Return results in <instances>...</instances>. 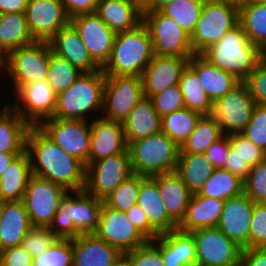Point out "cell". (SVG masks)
<instances>
[{
    "label": "cell",
    "instance_id": "cell-1",
    "mask_svg": "<svg viewBox=\"0 0 266 266\" xmlns=\"http://www.w3.org/2000/svg\"><path fill=\"white\" fill-rule=\"evenodd\" d=\"M25 151L32 175L60 184L67 191L84 189L85 165L49 139L38 126L28 129Z\"/></svg>",
    "mask_w": 266,
    "mask_h": 266
},
{
    "label": "cell",
    "instance_id": "cell-2",
    "mask_svg": "<svg viewBox=\"0 0 266 266\" xmlns=\"http://www.w3.org/2000/svg\"><path fill=\"white\" fill-rule=\"evenodd\" d=\"M200 55L243 82L266 54L249 40L238 25Z\"/></svg>",
    "mask_w": 266,
    "mask_h": 266
},
{
    "label": "cell",
    "instance_id": "cell-3",
    "mask_svg": "<svg viewBox=\"0 0 266 266\" xmlns=\"http://www.w3.org/2000/svg\"><path fill=\"white\" fill-rule=\"evenodd\" d=\"M153 57L152 42L146 26L116 34L108 61L101 68L105 76H140Z\"/></svg>",
    "mask_w": 266,
    "mask_h": 266
},
{
    "label": "cell",
    "instance_id": "cell-4",
    "mask_svg": "<svg viewBox=\"0 0 266 266\" xmlns=\"http://www.w3.org/2000/svg\"><path fill=\"white\" fill-rule=\"evenodd\" d=\"M106 76L102 69L83 72L66 90L57 95L54 118L90 121L88 114L102 112ZM99 110V111H98Z\"/></svg>",
    "mask_w": 266,
    "mask_h": 266
},
{
    "label": "cell",
    "instance_id": "cell-5",
    "mask_svg": "<svg viewBox=\"0 0 266 266\" xmlns=\"http://www.w3.org/2000/svg\"><path fill=\"white\" fill-rule=\"evenodd\" d=\"M133 174L154 176L176 171L180 147L160 132L128 145Z\"/></svg>",
    "mask_w": 266,
    "mask_h": 266
},
{
    "label": "cell",
    "instance_id": "cell-6",
    "mask_svg": "<svg viewBox=\"0 0 266 266\" xmlns=\"http://www.w3.org/2000/svg\"><path fill=\"white\" fill-rule=\"evenodd\" d=\"M239 25L238 7L219 0H205L195 31L190 36L194 54L215 45L227 32Z\"/></svg>",
    "mask_w": 266,
    "mask_h": 266
},
{
    "label": "cell",
    "instance_id": "cell-7",
    "mask_svg": "<svg viewBox=\"0 0 266 266\" xmlns=\"http://www.w3.org/2000/svg\"><path fill=\"white\" fill-rule=\"evenodd\" d=\"M142 23L148 29L153 54L191 58L194 51L190 36L171 17L158 11H142Z\"/></svg>",
    "mask_w": 266,
    "mask_h": 266
},
{
    "label": "cell",
    "instance_id": "cell-8",
    "mask_svg": "<svg viewBox=\"0 0 266 266\" xmlns=\"http://www.w3.org/2000/svg\"><path fill=\"white\" fill-rule=\"evenodd\" d=\"M50 60L48 42L35 41L19 47L7 55L6 70L17 92L23 85L47 78Z\"/></svg>",
    "mask_w": 266,
    "mask_h": 266
},
{
    "label": "cell",
    "instance_id": "cell-9",
    "mask_svg": "<svg viewBox=\"0 0 266 266\" xmlns=\"http://www.w3.org/2000/svg\"><path fill=\"white\" fill-rule=\"evenodd\" d=\"M133 174L128 148L86 166L84 189L102 201Z\"/></svg>",
    "mask_w": 266,
    "mask_h": 266
},
{
    "label": "cell",
    "instance_id": "cell-10",
    "mask_svg": "<svg viewBox=\"0 0 266 266\" xmlns=\"http://www.w3.org/2000/svg\"><path fill=\"white\" fill-rule=\"evenodd\" d=\"M143 98L140 76H106L103 110L99 114L106 120L123 123Z\"/></svg>",
    "mask_w": 266,
    "mask_h": 266
},
{
    "label": "cell",
    "instance_id": "cell-11",
    "mask_svg": "<svg viewBox=\"0 0 266 266\" xmlns=\"http://www.w3.org/2000/svg\"><path fill=\"white\" fill-rule=\"evenodd\" d=\"M38 127L66 153L88 165L91 121L48 118Z\"/></svg>",
    "mask_w": 266,
    "mask_h": 266
},
{
    "label": "cell",
    "instance_id": "cell-12",
    "mask_svg": "<svg viewBox=\"0 0 266 266\" xmlns=\"http://www.w3.org/2000/svg\"><path fill=\"white\" fill-rule=\"evenodd\" d=\"M256 103L244 82L213 101L210 116L220 125L223 135L239 134L251 120Z\"/></svg>",
    "mask_w": 266,
    "mask_h": 266
},
{
    "label": "cell",
    "instance_id": "cell-13",
    "mask_svg": "<svg viewBox=\"0 0 266 266\" xmlns=\"http://www.w3.org/2000/svg\"><path fill=\"white\" fill-rule=\"evenodd\" d=\"M196 248V266H235L240 263L242 248L218 227L190 232Z\"/></svg>",
    "mask_w": 266,
    "mask_h": 266
},
{
    "label": "cell",
    "instance_id": "cell-14",
    "mask_svg": "<svg viewBox=\"0 0 266 266\" xmlns=\"http://www.w3.org/2000/svg\"><path fill=\"white\" fill-rule=\"evenodd\" d=\"M67 193L60 184L32 175L24 193L23 202L33 227H48Z\"/></svg>",
    "mask_w": 266,
    "mask_h": 266
},
{
    "label": "cell",
    "instance_id": "cell-15",
    "mask_svg": "<svg viewBox=\"0 0 266 266\" xmlns=\"http://www.w3.org/2000/svg\"><path fill=\"white\" fill-rule=\"evenodd\" d=\"M17 100L9 104L30 126L54 117L57 94L46 79L27 83L16 93ZM22 102V103H21Z\"/></svg>",
    "mask_w": 266,
    "mask_h": 266
},
{
    "label": "cell",
    "instance_id": "cell-16",
    "mask_svg": "<svg viewBox=\"0 0 266 266\" xmlns=\"http://www.w3.org/2000/svg\"><path fill=\"white\" fill-rule=\"evenodd\" d=\"M94 234L123 254L149 241L127 218L125 212L112 209L104 202L101 205L98 226Z\"/></svg>",
    "mask_w": 266,
    "mask_h": 266
},
{
    "label": "cell",
    "instance_id": "cell-17",
    "mask_svg": "<svg viewBox=\"0 0 266 266\" xmlns=\"http://www.w3.org/2000/svg\"><path fill=\"white\" fill-rule=\"evenodd\" d=\"M70 23L78 31L92 59L102 68L110 57L117 33L111 30L95 12L73 16L70 18Z\"/></svg>",
    "mask_w": 266,
    "mask_h": 266
},
{
    "label": "cell",
    "instance_id": "cell-18",
    "mask_svg": "<svg viewBox=\"0 0 266 266\" xmlns=\"http://www.w3.org/2000/svg\"><path fill=\"white\" fill-rule=\"evenodd\" d=\"M25 16L35 41L48 42L70 22L60 0H28Z\"/></svg>",
    "mask_w": 266,
    "mask_h": 266
},
{
    "label": "cell",
    "instance_id": "cell-19",
    "mask_svg": "<svg viewBox=\"0 0 266 266\" xmlns=\"http://www.w3.org/2000/svg\"><path fill=\"white\" fill-rule=\"evenodd\" d=\"M189 59L153 54L141 75L144 97L151 99L169 87L179 84L182 71L188 65Z\"/></svg>",
    "mask_w": 266,
    "mask_h": 266
},
{
    "label": "cell",
    "instance_id": "cell-20",
    "mask_svg": "<svg viewBox=\"0 0 266 266\" xmlns=\"http://www.w3.org/2000/svg\"><path fill=\"white\" fill-rule=\"evenodd\" d=\"M254 203L243 192L224 202L217 227L242 249L248 248V237Z\"/></svg>",
    "mask_w": 266,
    "mask_h": 266
},
{
    "label": "cell",
    "instance_id": "cell-21",
    "mask_svg": "<svg viewBox=\"0 0 266 266\" xmlns=\"http://www.w3.org/2000/svg\"><path fill=\"white\" fill-rule=\"evenodd\" d=\"M88 164L123 153L126 145L123 123L92 117Z\"/></svg>",
    "mask_w": 266,
    "mask_h": 266
},
{
    "label": "cell",
    "instance_id": "cell-22",
    "mask_svg": "<svg viewBox=\"0 0 266 266\" xmlns=\"http://www.w3.org/2000/svg\"><path fill=\"white\" fill-rule=\"evenodd\" d=\"M124 254L95 234H83L73 239L72 266H118Z\"/></svg>",
    "mask_w": 266,
    "mask_h": 266
},
{
    "label": "cell",
    "instance_id": "cell-23",
    "mask_svg": "<svg viewBox=\"0 0 266 266\" xmlns=\"http://www.w3.org/2000/svg\"><path fill=\"white\" fill-rule=\"evenodd\" d=\"M101 199L92 196L85 189L67 191L66 217L75 226V238L83 234H94L100 217Z\"/></svg>",
    "mask_w": 266,
    "mask_h": 266
},
{
    "label": "cell",
    "instance_id": "cell-24",
    "mask_svg": "<svg viewBox=\"0 0 266 266\" xmlns=\"http://www.w3.org/2000/svg\"><path fill=\"white\" fill-rule=\"evenodd\" d=\"M53 53L66 59L82 72L98 71L101 67L92 59L78 31L69 22L49 41Z\"/></svg>",
    "mask_w": 266,
    "mask_h": 266
},
{
    "label": "cell",
    "instance_id": "cell-25",
    "mask_svg": "<svg viewBox=\"0 0 266 266\" xmlns=\"http://www.w3.org/2000/svg\"><path fill=\"white\" fill-rule=\"evenodd\" d=\"M151 241L160 249L165 266H196L195 242L190 232L175 229Z\"/></svg>",
    "mask_w": 266,
    "mask_h": 266
},
{
    "label": "cell",
    "instance_id": "cell-26",
    "mask_svg": "<svg viewBox=\"0 0 266 266\" xmlns=\"http://www.w3.org/2000/svg\"><path fill=\"white\" fill-rule=\"evenodd\" d=\"M137 205L146 214L149 223L160 233L177 229L178 224L168 215L157 186V175H140Z\"/></svg>",
    "mask_w": 266,
    "mask_h": 266
},
{
    "label": "cell",
    "instance_id": "cell-27",
    "mask_svg": "<svg viewBox=\"0 0 266 266\" xmlns=\"http://www.w3.org/2000/svg\"><path fill=\"white\" fill-rule=\"evenodd\" d=\"M95 13L116 33L142 23V8L134 0H98Z\"/></svg>",
    "mask_w": 266,
    "mask_h": 266
},
{
    "label": "cell",
    "instance_id": "cell-28",
    "mask_svg": "<svg viewBox=\"0 0 266 266\" xmlns=\"http://www.w3.org/2000/svg\"><path fill=\"white\" fill-rule=\"evenodd\" d=\"M188 66L197 74L212 102L226 95L240 83L235 76L210 64L200 54H194L189 59Z\"/></svg>",
    "mask_w": 266,
    "mask_h": 266
},
{
    "label": "cell",
    "instance_id": "cell-29",
    "mask_svg": "<svg viewBox=\"0 0 266 266\" xmlns=\"http://www.w3.org/2000/svg\"><path fill=\"white\" fill-rule=\"evenodd\" d=\"M126 145L161 132V117L155 111L151 99L144 97L123 122Z\"/></svg>",
    "mask_w": 266,
    "mask_h": 266
},
{
    "label": "cell",
    "instance_id": "cell-30",
    "mask_svg": "<svg viewBox=\"0 0 266 266\" xmlns=\"http://www.w3.org/2000/svg\"><path fill=\"white\" fill-rule=\"evenodd\" d=\"M32 227L23 201L5 202L0 218V251L20 246Z\"/></svg>",
    "mask_w": 266,
    "mask_h": 266
},
{
    "label": "cell",
    "instance_id": "cell-31",
    "mask_svg": "<svg viewBox=\"0 0 266 266\" xmlns=\"http://www.w3.org/2000/svg\"><path fill=\"white\" fill-rule=\"evenodd\" d=\"M157 186L168 215L179 224L193 194L176 171L157 174Z\"/></svg>",
    "mask_w": 266,
    "mask_h": 266
},
{
    "label": "cell",
    "instance_id": "cell-32",
    "mask_svg": "<svg viewBox=\"0 0 266 266\" xmlns=\"http://www.w3.org/2000/svg\"><path fill=\"white\" fill-rule=\"evenodd\" d=\"M225 201L193 194L186 213L177 229L192 232L201 228L217 227Z\"/></svg>",
    "mask_w": 266,
    "mask_h": 266
},
{
    "label": "cell",
    "instance_id": "cell-33",
    "mask_svg": "<svg viewBox=\"0 0 266 266\" xmlns=\"http://www.w3.org/2000/svg\"><path fill=\"white\" fill-rule=\"evenodd\" d=\"M229 139L230 150L225 169L244 181L251 166L265 160V151L240 133L229 135Z\"/></svg>",
    "mask_w": 266,
    "mask_h": 266
},
{
    "label": "cell",
    "instance_id": "cell-34",
    "mask_svg": "<svg viewBox=\"0 0 266 266\" xmlns=\"http://www.w3.org/2000/svg\"><path fill=\"white\" fill-rule=\"evenodd\" d=\"M32 168L28 153L17 156L0 178V199L5 202L22 201Z\"/></svg>",
    "mask_w": 266,
    "mask_h": 266
},
{
    "label": "cell",
    "instance_id": "cell-35",
    "mask_svg": "<svg viewBox=\"0 0 266 266\" xmlns=\"http://www.w3.org/2000/svg\"><path fill=\"white\" fill-rule=\"evenodd\" d=\"M0 108V152L24 153L31 127L9 104Z\"/></svg>",
    "mask_w": 266,
    "mask_h": 266
},
{
    "label": "cell",
    "instance_id": "cell-36",
    "mask_svg": "<svg viewBox=\"0 0 266 266\" xmlns=\"http://www.w3.org/2000/svg\"><path fill=\"white\" fill-rule=\"evenodd\" d=\"M33 42L25 13L0 14V48L6 55Z\"/></svg>",
    "mask_w": 266,
    "mask_h": 266
},
{
    "label": "cell",
    "instance_id": "cell-37",
    "mask_svg": "<svg viewBox=\"0 0 266 266\" xmlns=\"http://www.w3.org/2000/svg\"><path fill=\"white\" fill-rule=\"evenodd\" d=\"M215 170L214 165L201 154H179L176 172L192 194H197Z\"/></svg>",
    "mask_w": 266,
    "mask_h": 266
},
{
    "label": "cell",
    "instance_id": "cell-38",
    "mask_svg": "<svg viewBox=\"0 0 266 266\" xmlns=\"http://www.w3.org/2000/svg\"><path fill=\"white\" fill-rule=\"evenodd\" d=\"M239 25L249 40L266 54V3H249L238 8Z\"/></svg>",
    "mask_w": 266,
    "mask_h": 266
},
{
    "label": "cell",
    "instance_id": "cell-39",
    "mask_svg": "<svg viewBox=\"0 0 266 266\" xmlns=\"http://www.w3.org/2000/svg\"><path fill=\"white\" fill-rule=\"evenodd\" d=\"M244 181L225 168L213 171L197 193L198 196L226 201L243 193Z\"/></svg>",
    "mask_w": 266,
    "mask_h": 266
},
{
    "label": "cell",
    "instance_id": "cell-40",
    "mask_svg": "<svg viewBox=\"0 0 266 266\" xmlns=\"http://www.w3.org/2000/svg\"><path fill=\"white\" fill-rule=\"evenodd\" d=\"M223 136L220 125L210 115H202L195 129L180 147L179 154H201Z\"/></svg>",
    "mask_w": 266,
    "mask_h": 266
},
{
    "label": "cell",
    "instance_id": "cell-41",
    "mask_svg": "<svg viewBox=\"0 0 266 266\" xmlns=\"http://www.w3.org/2000/svg\"><path fill=\"white\" fill-rule=\"evenodd\" d=\"M201 116V113L188 108L174 111L161 117V132L181 147Z\"/></svg>",
    "mask_w": 266,
    "mask_h": 266
},
{
    "label": "cell",
    "instance_id": "cell-42",
    "mask_svg": "<svg viewBox=\"0 0 266 266\" xmlns=\"http://www.w3.org/2000/svg\"><path fill=\"white\" fill-rule=\"evenodd\" d=\"M179 86L184 97L185 108L210 115L213 102L205 93L197 74L187 65L182 71Z\"/></svg>",
    "mask_w": 266,
    "mask_h": 266
},
{
    "label": "cell",
    "instance_id": "cell-43",
    "mask_svg": "<svg viewBox=\"0 0 266 266\" xmlns=\"http://www.w3.org/2000/svg\"><path fill=\"white\" fill-rule=\"evenodd\" d=\"M205 0H174L163 6L160 11L173 18L191 36L195 31Z\"/></svg>",
    "mask_w": 266,
    "mask_h": 266
},
{
    "label": "cell",
    "instance_id": "cell-44",
    "mask_svg": "<svg viewBox=\"0 0 266 266\" xmlns=\"http://www.w3.org/2000/svg\"><path fill=\"white\" fill-rule=\"evenodd\" d=\"M82 73L66 59L53 53L50 47L49 70L46 80L57 95L69 88Z\"/></svg>",
    "mask_w": 266,
    "mask_h": 266
},
{
    "label": "cell",
    "instance_id": "cell-45",
    "mask_svg": "<svg viewBox=\"0 0 266 266\" xmlns=\"http://www.w3.org/2000/svg\"><path fill=\"white\" fill-rule=\"evenodd\" d=\"M140 175L132 174L123 181L103 202L110 208L125 212L137 204Z\"/></svg>",
    "mask_w": 266,
    "mask_h": 266
},
{
    "label": "cell",
    "instance_id": "cell-46",
    "mask_svg": "<svg viewBox=\"0 0 266 266\" xmlns=\"http://www.w3.org/2000/svg\"><path fill=\"white\" fill-rule=\"evenodd\" d=\"M73 239H57L45 252L33 258V266H72Z\"/></svg>",
    "mask_w": 266,
    "mask_h": 266
},
{
    "label": "cell",
    "instance_id": "cell-47",
    "mask_svg": "<svg viewBox=\"0 0 266 266\" xmlns=\"http://www.w3.org/2000/svg\"><path fill=\"white\" fill-rule=\"evenodd\" d=\"M243 192L253 203H266V159L251 166Z\"/></svg>",
    "mask_w": 266,
    "mask_h": 266
},
{
    "label": "cell",
    "instance_id": "cell-48",
    "mask_svg": "<svg viewBox=\"0 0 266 266\" xmlns=\"http://www.w3.org/2000/svg\"><path fill=\"white\" fill-rule=\"evenodd\" d=\"M240 134L266 151V105H255L251 120Z\"/></svg>",
    "mask_w": 266,
    "mask_h": 266
},
{
    "label": "cell",
    "instance_id": "cell-49",
    "mask_svg": "<svg viewBox=\"0 0 266 266\" xmlns=\"http://www.w3.org/2000/svg\"><path fill=\"white\" fill-rule=\"evenodd\" d=\"M57 239L48 227H32L21 246L34 258L45 252Z\"/></svg>",
    "mask_w": 266,
    "mask_h": 266
},
{
    "label": "cell",
    "instance_id": "cell-50",
    "mask_svg": "<svg viewBox=\"0 0 266 266\" xmlns=\"http://www.w3.org/2000/svg\"><path fill=\"white\" fill-rule=\"evenodd\" d=\"M124 261L129 266H165L160 249L151 240L125 253Z\"/></svg>",
    "mask_w": 266,
    "mask_h": 266
},
{
    "label": "cell",
    "instance_id": "cell-51",
    "mask_svg": "<svg viewBox=\"0 0 266 266\" xmlns=\"http://www.w3.org/2000/svg\"><path fill=\"white\" fill-rule=\"evenodd\" d=\"M155 111L160 117L185 108L184 97L179 84L169 87L164 92L151 98Z\"/></svg>",
    "mask_w": 266,
    "mask_h": 266
},
{
    "label": "cell",
    "instance_id": "cell-52",
    "mask_svg": "<svg viewBox=\"0 0 266 266\" xmlns=\"http://www.w3.org/2000/svg\"><path fill=\"white\" fill-rule=\"evenodd\" d=\"M248 248H266V203H254Z\"/></svg>",
    "mask_w": 266,
    "mask_h": 266
},
{
    "label": "cell",
    "instance_id": "cell-53",
    "mask_svg": "<svg viewBox=\"0 0 266 266\" xmlns=\"http://www.w3.org/2000/svg\"><path fill=\"white\" fill-rule=\"evenodd\" d=\"M243 82L254 102L266 105V55Z\"/></svg>",
    "mask_w": 266,
    "mask_h": 266
},
{
    "label": "cell",
    "instance_id": "cell-54",
    "mask_svg": "<svg viewBox=\"0 0 266 266\" xmlns=\"http://www.w3.org/2000/svg\"><path fill=\"white\" fill-rule=\"evenodd\" d=\"M66 194L58 203V208L48 228L58 239H74L75 226L73 223H68L66 217Z\"/></svg>",
    "mask_w": 266,
    "mask_h": 266
},
{
    "label": "cell",
    "instance_id": "cell-55",
    "mask_svg": "<svg viewBox=\"0 0 266 266\" xmlns=\"http://www.w3.org/2000/svg\"><path fill=\"white\" fill-rule=\"evenodd\" d=\"M229 150V136L223 135L220 139L211 144L204 154L206 156V159L211 162L215 168L221 169L225 168Z\"/></svg>",
    "mask_w": 266,
    "mask_h": 266
},
{
    "label": "cell",
    "instance_id": "cell-56",
    "mask_svg": "<svg viewBox=\"0 0 266 266\" xmlns=\"http://www.w3.org/2000/svg\"><path fill=\"white\" fill-rule=\"evenodd\" d=\"M125 214L148 240H154L160 235V233L149 223L146 214L137 204L125 211Z\"/></svg>",
    "mask_w": 266,
    "mask_h": 266
},
{
    "label": "cell",
    "instance_id": "cell-57",
    "mask_svg": "<svg viewBox=\"0 0 266 266\" xmlns=\"http://www.w3.org/2000/svg\"><path fill=\"white\" fill-rule=\"evenodd\" d=\"M33 265V257L20 245L0 251V266Z\"/></svg>",
    "mask_w": 266,
    "mask_h": 266
},
{
    "label": "cell",
    "instance_id": "cell-58",
    "mask_svg": "<svg viewBox=\"0 0 266 266\" xmlns=\"http://www.w3.org/2000/svg\"><path fill=\"white\" fill-rule=\"evenodd\" d=\"M69 18L96 11L98 0H60Z\"/></svg>",
    "mask_w": 266,
    "mask_h": 266
},
{
    "label": "cell",
    "instance_id": "cell-59",
    "mask_svg": "<svg viewBox=\"0 0 266 266\" xmlns=\"http://www.w3.org/2000/svg\"><path fill=\"white\" fill-rule=\"evenodd\" d=\"M240 264L242 266H266V248L242 249Z\"/></svg>",
    "mask_w": 266,
    "mask_h": 266
},
{
    "label": "cell",
    "instance_id": "cell-60",
    "mask_svg": "<svg viewBox=\"0 0 266 266\" xmlns=\"http://www.w3.org/2000/svg\"><path fill=\"white\" fill-rule=\"evenodd\" d=\"M28 0H0V14L25 13Z\"/></svg>",
    "mask_w": 266,
    "mask_h": 266
},
{
    "label": "cell",
    "instance_id": "cell-61",
    "mask_svg": "<svg viewBox=\"0 0 266 266\" xmlns=\"http://www.w3.org/2000/svg\"><path fill=\"white\" fill-rule=\"evenodd\" d=\"M22 153L0 152V178L5 169Z\"/></svg>",
    "mask_w": 266,
    "mask_h": 266
},
{
    "label": "cell",
    "instance_id": "cell-62",
    "mask_svg": "<svg viewBox=\"0 0 266 266\" xmlns=\"http://www.w3.org/2000/svg\"><path fill=\"white\" fill-rule=\"evenodd\" d=\"M174 0H149L143 7L142 11H158L163 6L168 3L173 2Z\"/></svg>",
    "mask_w": 266,
    "mask_h": 266
},
{
    "label": "cell",
    "instance_id": "cell-63",
    "mask_svg": "<svg viewBox=\"0 0 266 266\" xmlns=\"http://www.w3.org/2000/svg\"><path fill=\"white\" fill-rule=\"evenodd\" d=\"M6 66H7V55L0 48V69H5L6 70Z\"/></svg>",
    "mask_w": 266,
    "mask_h": 266
},
{
    "label": "cell",
    "instance_id": "cell-64",
    "mask_svg": "<svg viewBox=\"0 0 266 266\" xmlns=\"http://www.w3.org/2000/svg\"><path fill=\"white\" fill-rule=\"evenodd\" d=\"M219 1L233 4V5L237 6L238 8L245 4V0H219Z\"/></svg>",
    "mask_w": 266,
    "mask_h": 266
},
{
    "label": "cell",
    "instance_id": "cell-65",
    "mask_svg": "<svg viewBox=\"0 0 266 266\" xmlns=\"http://www.w3.org/2000/svg\"><path fill=\"white\" fill-rule=\"evenodd\" d=\"M249 3H266V0H245V4Z\"/></svg>",
    "mask_w": 266,
    "mask_h": 266
},
{
    "label": "cell",
    "instance_id": "cell-66",
    "mask_svg": "<svg viewBox=\"0 0 266 266\" xmlns=\"http://www.w3.org/2000/svg\"><path fill=\"white\" fill-rule=\"evenodd\" d=\"M141 8L149 1V0H134Z\"/></svg>",
    "mask_w": 266,
    "mask_h": 266
},
{
    "label": "cell",
    "instance_id": "cell-67",
    "mask_svg": "<svg viewBox=\"0 0 266 266\" xmlns=\"http://www.w3.org/2000/svg\"><path fill=\"white\" fill-rule=\"evenodd\" d=\"M4 203H5V201H2L0 199V218H1L2 214H3Z\"/></svg>",
    "mask_w": 266,
    "mask_h": 266
},
{
    "label": "cell",
    "instance_id": "cell-68",
    "mask_svg": "<svg viewBox=\"0 0 266 266\" xmlns=\"http://www.w3.org/2000/svg\"><path fill=\"white\" fill-rule=\"evenodd\" d=\"M118 266H129L124 260Z\"/></svg>",
    "mask_w": 266,
    "mask_h": 266
}]
</instances>
